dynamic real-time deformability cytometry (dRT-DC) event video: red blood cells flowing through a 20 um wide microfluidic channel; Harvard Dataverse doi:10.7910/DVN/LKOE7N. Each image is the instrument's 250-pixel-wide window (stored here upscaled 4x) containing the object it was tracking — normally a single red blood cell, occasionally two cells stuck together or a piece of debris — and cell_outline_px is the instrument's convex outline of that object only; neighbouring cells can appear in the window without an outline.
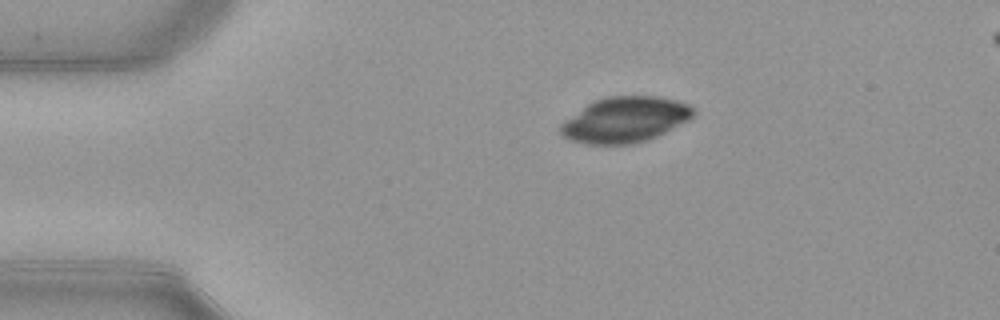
{"species": "common noctule bat (a hibernating species)", "species_latin": "Nyctalus noctula", "temperature_condition": "warm", "stored_images_in_passage": 43, "camera_frame_rate_fps": 3000, "um_per_image_px": 0.085, "animal": {"sex": "female", "body_mass_g": 21.9}, "frame": {"image": 1, "passage_image": 1, "time_ms": 0.0, "image_size_px": [1000, 320], "cell_outline_px": [[696, 112], [692, 120], [648, 140], [632, 144], [588, 144], [568, 140], [560, 132], [560, 124], [564, 120], [592, 100], [608, 96], [660, 96], [676, 100], [688, 104]], "centroid_in_image_um": [53.15, 10.17], "position_along_channel_um": 31.9, "area_um2": 35.66}}
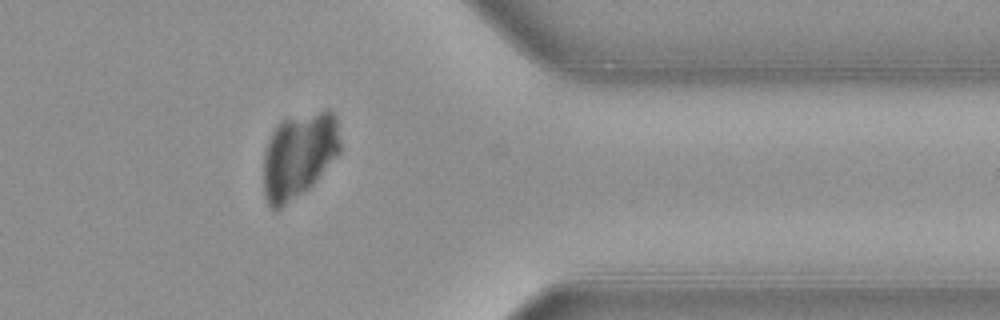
{"frame": {"image": 2, "passage_image": 33, "time_ms": 10.667, "image_size_px": [1000, 320], "cell_outline_px": [[340, 152], [316, 180], [308, 188], [276, 212], [272, 212], [264, 196], [264, 152], [268, 140], [276, 124], [280, 120], [328, 108], [336, 116], [340, 140]], "centroid_in_image_um": [25.39, 13.19], "position_along_channel_um": 386.0, "area_um2": 38.49}}
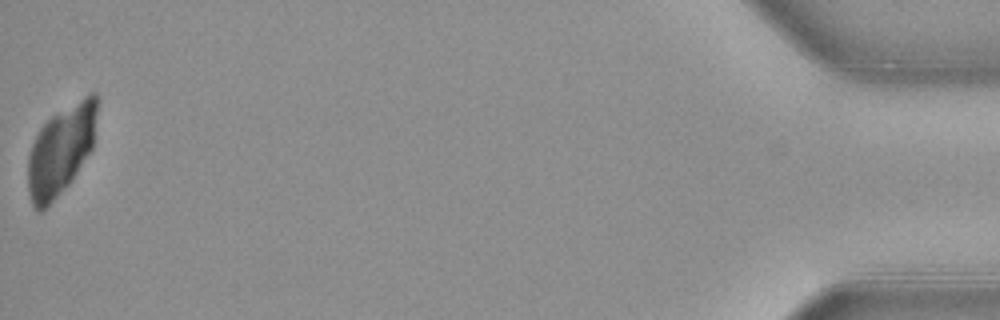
{"frame": {"image": 3, "passage_image": 43, "time_ms": 14.0, "image_size_px": [1000, 320], "cell_outline_px": [[96, 112], [92, 148], [72, 180], [40, 212], [36, 212], [32, 204], [28, 192], [28, 156], [32, 144], [40, 128], [52, 116], [88, 92], [96, 92]], "centroid_in_image_um": [5.16, 12.75], "position_along_channel_um": 430.0, "area_um2": 35.49}}